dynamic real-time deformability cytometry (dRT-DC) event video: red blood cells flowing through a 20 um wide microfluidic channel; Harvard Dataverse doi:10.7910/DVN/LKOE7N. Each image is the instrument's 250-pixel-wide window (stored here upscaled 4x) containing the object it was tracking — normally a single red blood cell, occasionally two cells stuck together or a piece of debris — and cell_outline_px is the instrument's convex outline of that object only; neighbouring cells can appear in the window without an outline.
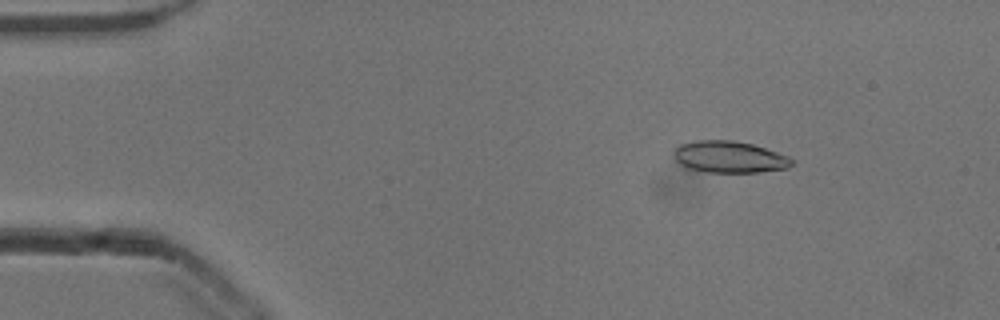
{"species": "common noctule bat (a hibernating species)", "species_latin": "Nyctalus noctula", "temperature_condition": "cold", "stored_images_in_passage": 53, "camera_frame_rate_fps": 3000, "um_per_image_px": 0.085, "animal": {"sex": "male", "body_mass_g": 13.3}, "frame": {"image": 1, "passage_image": 8, "time_ms": 2.333, "image_size_px": [1000, 320], "cell_outline_px": [[796, 160], [788, 168], [760, 172], [708, 172], [688, 168], [680, 164], [672, 156], [672, 152], [680, 144], [696, 140], [732, 140], [752, 144], [788, 156]], "centroid_in_image_um": [61.98, 13.34], "position_along_channel_um": 23.0, "area_um2": 21.85}}
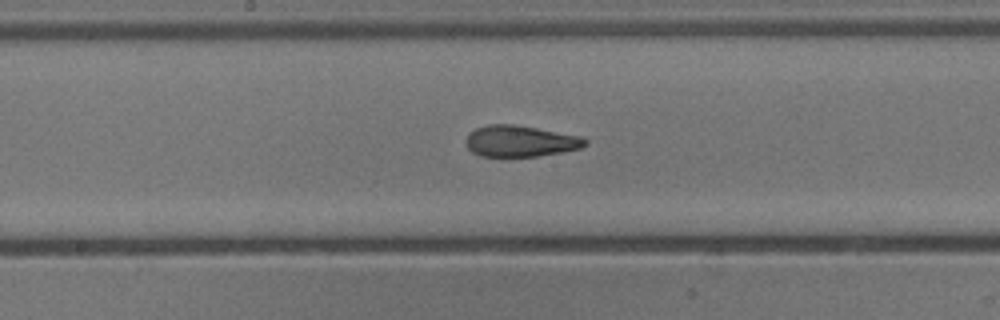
{"frame": {"image": 2, "passage_image": 28, "time_ms": 9.0, "image_size_px": [1000, 320], "cell_outline_px": [[588, 144], [580, 148], [564, 152], [536, 156], [480, 156], [472, 152], [464, 144], [464, 140], [468, 132], [476, 128], [488, 124], [516, 124], [584, 136], [588, 140]], "centroid_in_image_um": [44.23, 11.98], "position_along_channel_um": 204.0, "area_um2": 22.2}}
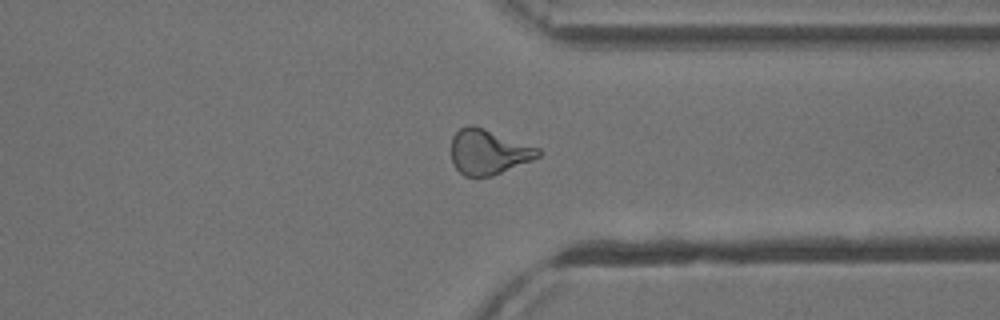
{"frame": {"image": 3, "passage_image": 41, "time_ms": 13.333, "image_size_px": [1000, 320], "cell_outline_px": [[540, 156], [532, 160], [492, 176], [464, 176], [452, 164], [452, 136], [460, 128], [468, 124], [472, 124], [540, 148]], "centroid_in_image_um": [41.5, 12.91], "position_along_channel_um": 369.9, "area_um2": 22.72}, "authors_computed_cell_mechanics": {"area_um2": 22.1952, "velocity_mm_per_s": 3.8668, "shape_relaxation_time_tau1_ms": 6.2039, "shape_relaxation_time_tau2_ms": 2.1285, "deformation_change_tau1": 0.1828, "deformation_change_tau2": 0.1002}}